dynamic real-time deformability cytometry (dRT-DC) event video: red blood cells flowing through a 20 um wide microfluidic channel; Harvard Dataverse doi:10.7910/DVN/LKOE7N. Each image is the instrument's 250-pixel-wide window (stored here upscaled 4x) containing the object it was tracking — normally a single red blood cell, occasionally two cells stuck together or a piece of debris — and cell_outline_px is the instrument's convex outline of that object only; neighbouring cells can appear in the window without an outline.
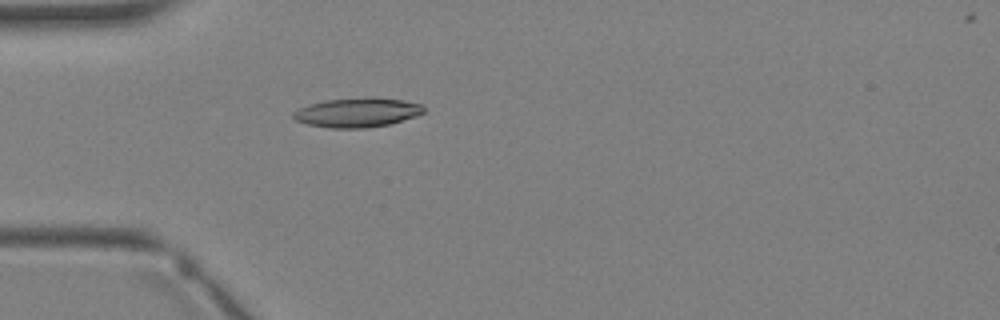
{"species": "Egyptian fruit bat (a non-hibernating species)", "species_latin": "Rousettus aegyptiacus", "temperature_condition": "warm", "stored_images_in_passage": 2, "camera_frame_rate_fps": 3000, "um_per_image_px": 0.085, "animal": {"sex": "female"}, "frame": {"image": 1, "passage_image": 1, "time_ms": 0.0, "image_size_px": [1000, 320], "cell_outline_px": [[424, 112], [416, 116], [388, 124], [364, 128], [328, 128], [308, 124], [296, 120], [292, 116], [292, 112], [308, 104], [324, 100], [368, 96], [372, 96], [404, 100], [420, 104], [424, 108]], "centroid_in_image_um": [30.35, 9.54], "position_along_channel_um": 54.7, "area_um2": 22.48}}